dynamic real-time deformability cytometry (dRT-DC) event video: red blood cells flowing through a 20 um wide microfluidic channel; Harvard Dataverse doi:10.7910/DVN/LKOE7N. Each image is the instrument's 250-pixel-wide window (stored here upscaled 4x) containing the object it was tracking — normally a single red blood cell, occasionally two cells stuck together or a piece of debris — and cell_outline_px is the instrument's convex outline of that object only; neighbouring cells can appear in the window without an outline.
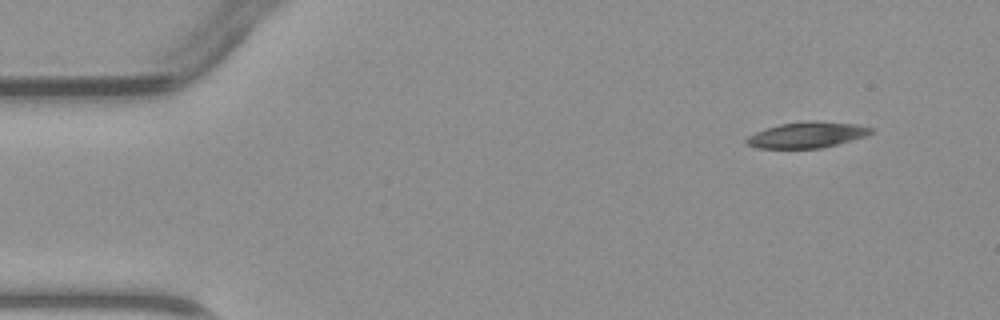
{"species": "common noctule bat (a hibernating species)", "species_latin": "Nyctalus noctula", "temperature_condition": "warm", "stored_images_in_passage": 4, "segment_of_instrument_passage": [2, 2], "camera_frame_rate_fps": 3000, "um_per_image_px": 0.085, "animal": {"sex": "male", "body_mass_g": 23.1, "forearm_length_mm": 52.7}, "frame": {"image": 1, "passage_image": 4, "time_ms": 4.333, "image_size_px": [1000, 320], "cell_outline_px": [[876, 132], [852, 140], [820, 148], [756, 148], [744, 144], [744, 140], [748, 136], [756, 132], [780, 124], [808, 120], [816, 120], [860, 124], [876, 128]], "centroid_in_image_um": [68.64, 11.45], "position_along_channel_um": 16.4, "area_um2": 19.07}}